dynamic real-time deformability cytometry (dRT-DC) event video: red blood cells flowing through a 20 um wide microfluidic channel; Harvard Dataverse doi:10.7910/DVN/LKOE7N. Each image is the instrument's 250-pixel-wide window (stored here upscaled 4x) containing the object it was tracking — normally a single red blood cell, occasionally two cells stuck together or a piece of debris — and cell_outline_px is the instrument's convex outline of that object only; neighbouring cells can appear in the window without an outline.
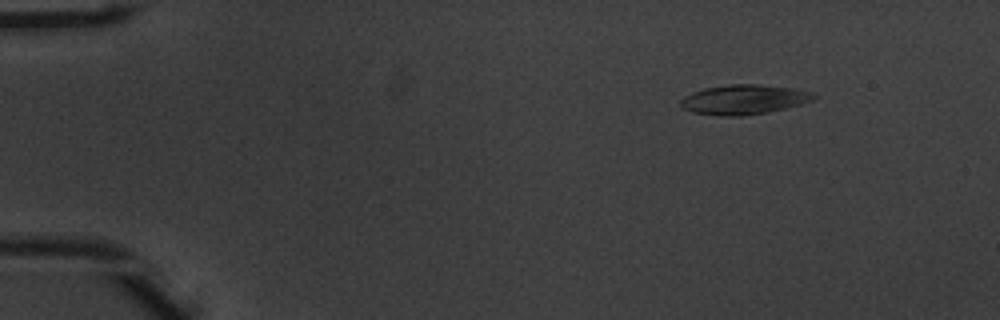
{"species": "common noctule bat (a hibernating species)", "species_latin": "Nyctalus noctula", "temperature_condition": "warm", "stored_images_in_passage": 46, "camera_frame_rate_fps": 3000, "um_per_image_px": 0.085, "animal": {"sex": "male", "body_mass_g": 20.1, "forearm_length_mm": 53.5}, "frame": {"image": 1, "passage_image": 1, "time_ms": 0.0, "image_size_px": [1000, 320], "cell_outline_px": [[820, 96], [812, 100], [800, 104], [784, 108], [764, 112], [740, 116], [720, 116], [692, 112], [680, 108], [680, 100], [684, 96], [692, 92], [704, 88], [728, 84], [756, 84], [792, 88], [812, 92]], "centroid_in_image_um": [63.19, 8.45], "position_along_channel_um": 21.8, "area_um2": 23.0}}
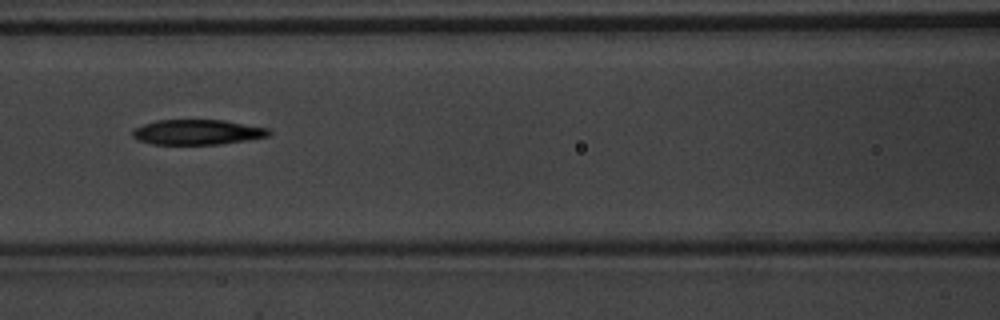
{"frame": {"image": 2, "passage_image": 18, "time_ms": 5.667, "image_size_px": [1000, 320], "cell_outline_px": [[272, 132], [268, 136], [220, 144], [152, 144], [140, 140], [132, 136], [132, 132], [136, 128], [144, 124], [156, 120], [224, 120], [268, 128]], "centroid_in_image_um": [16.78, 11.22], "position_along_channel_um": 149.8, "area_um2": 19.71}}
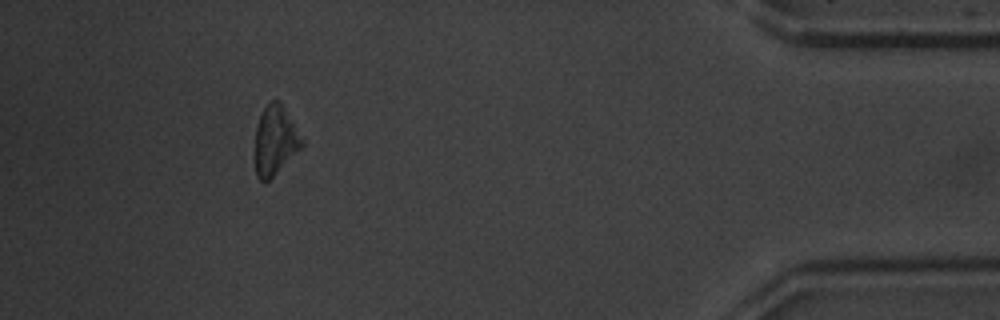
{"frame": {"image": 3, "passage_image": 42, "time_ms": 13.667, "image_size_px": [1000, 320], "cell_outline_px": [[304, 144], [264, 184], [256, 176], [256, 124], [264, 108], [272, 100], [280, 100], [304, 140]], "centroid_in_image_um": [23.39, 11.91], "position_along_channel_um": 411.8, "area_um2": 18.5}, "authors_computed_cell_mechanics": {"area_um2": 20.6635, "velocity_mm_per_s": 3.9346, "shape_relaxation_time_tau1_ms": 2.7713, "shape_relaxation_time_tau2_ms": null, "deformation_change_tau1": 0.1157, "deformation_change_tau2": null}}